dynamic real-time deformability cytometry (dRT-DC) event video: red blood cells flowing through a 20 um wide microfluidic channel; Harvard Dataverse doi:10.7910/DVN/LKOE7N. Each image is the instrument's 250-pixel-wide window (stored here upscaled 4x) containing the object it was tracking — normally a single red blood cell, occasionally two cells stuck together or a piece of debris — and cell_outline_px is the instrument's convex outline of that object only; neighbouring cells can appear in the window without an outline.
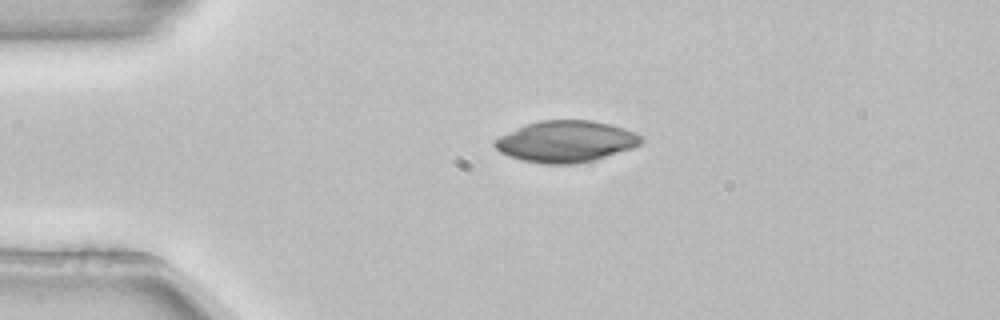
{"species": "common noctule bat (a hibernating species)", "species_latin": "Nyctalus noctula", "temperature_condition": "room temperature", "stored_images_in_passage": 2, "camera_frame_rate_fps": 3000, "um_per_image_px": 0.085, "animal": {"sex": "female", "body_mass_g": 22.7, "forearm_length_mm": 54.2}, "frame": {"image": 1, "passage_image": 1, "time_ms": 0.0, "image_size_px": [1000, 320], "cell_outline_px": [[644, 140], [640, 144], [632, 148], [596, 160], [576, 164], [544, 164], [520, 160], [508, 156], [500, 152], [492, 144], [492, 140], [524, 124], [540, 120], [592, 120], [624, 128], [636, 132]], "centroid_in_image_um": [48.08, 12.03], "position_along_channel_um": 36.9, "area_um2": 35.66}}